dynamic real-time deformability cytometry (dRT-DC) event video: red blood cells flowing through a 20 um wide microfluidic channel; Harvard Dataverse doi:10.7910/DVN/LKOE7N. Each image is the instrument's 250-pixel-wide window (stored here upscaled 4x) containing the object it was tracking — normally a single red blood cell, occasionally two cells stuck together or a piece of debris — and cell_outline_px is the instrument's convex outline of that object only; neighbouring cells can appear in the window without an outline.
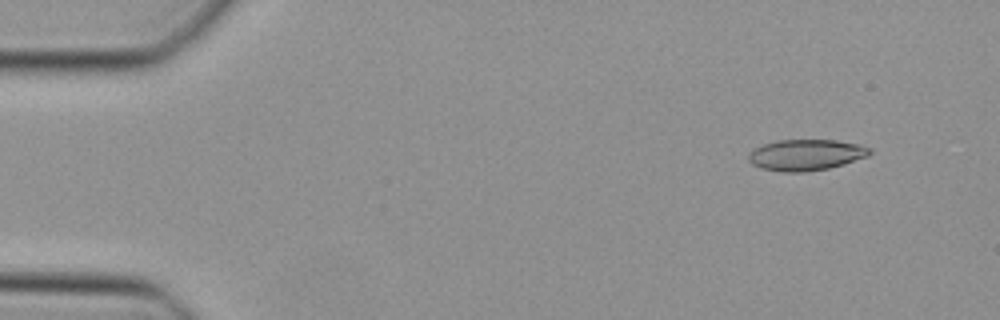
{"species": "Egyptian fruit bat (a non-hibernating species)", "species_latin": "Rousettus aegyptiacus", "temperature_condition": "cold", "stored_images_in_passage": 46, "camera_frame_rate_fps": 3000, "um_per_image_px": 0.085, "animal": {"sex": "female"}, "frame": {"image": 1, "passage_image": 3, "time_ms": 0.667, "image_size_px": [1000, 320], "cell_outline_px": [[872, 152], [868, 156], [844, 164], [828, 168], [804, 172], [784, 172], [764, 168], [752, 164], [748, 160], [748, 152], [764, 144], [776, 140], [836, 140], [860, 144], [872, 148]], "centroid_in_image_um": [68.54, 13.16], "position_along_channel_um": 16.5, "area_um2": 21.96}}
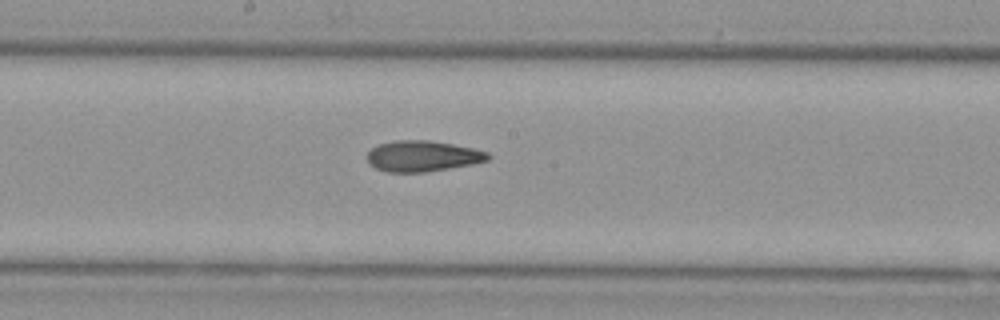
{"frame": {"image": 2, "passage_image": 24, "time_ms": 7.667, "image_size_px": [1000, 320], "cell_outline_px": [[492, 156], [488, 160], [472, 164], [424, 172], [384, 172], [368, 164], [364, 156], [372, 148], [380, 144], [396, 140], [428, 140], [452, 144], [472, 148], [488, 152]], "centroid_in_image_um": [35.87, 13.27], "position_along_channel_um": 212.3, "area_um2": 21.79}}
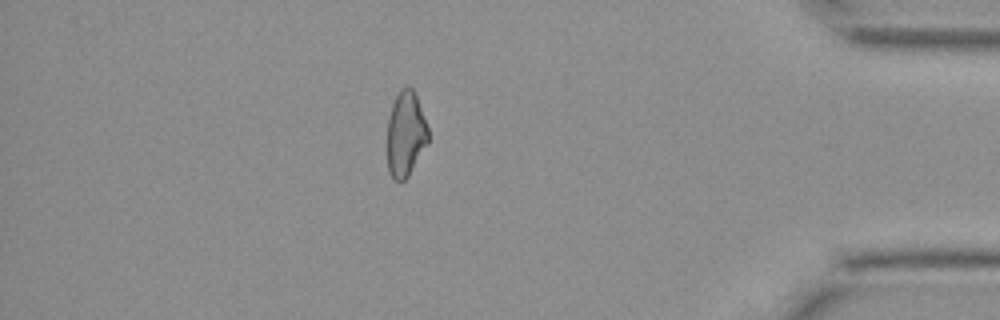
{"frame": {"image": 3, "passage_image": 40, "time_ms": 13.0, "image_size_px": [1000, 320], "cell_outline_px": [[428, 144], [408, 176], [400, 184], [388, 172], [388, 116], [392, 104], [400, 88], [412, 88], [416, 96], [428, 128]], "centroid_in_image_um": [34.48, 11.42], "position_along_channel_um": 400.7, "area_um2": 20.23}}